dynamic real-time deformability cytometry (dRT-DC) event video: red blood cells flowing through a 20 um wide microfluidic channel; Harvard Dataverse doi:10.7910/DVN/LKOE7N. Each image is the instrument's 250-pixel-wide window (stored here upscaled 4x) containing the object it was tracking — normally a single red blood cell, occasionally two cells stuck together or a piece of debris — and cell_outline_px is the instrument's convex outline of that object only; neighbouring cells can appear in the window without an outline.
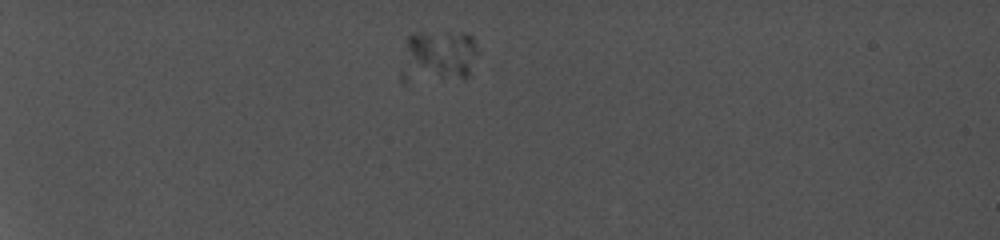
{"species": "common noctule bat (a hibernating species)", "species_latin": "Nyctalus noctula", "temperature_condition": "cold", "stored_images_in_passage": 3, "camera_frame_rate_fps": 5000, "um_per_image_px": 0.085, "animal": {"sex": "female", "body_mass_g": 19.0, "forearm_length_mm": 56.7}, "frame": {"image": 1, "passage_image": 1, "time_ms": 0.0, "image_size_px": [1000, 240], "cell_outline_px": [[476, 52], [468, 76], [464, 80], [440, 76], [420, 64], [412, 56], [408, 48], [408, 36], [412, 32], [464, 32], [472, 36], [476, 44]], "centroid_in_image_um": [37.73, 4.46], "position_along_channel_um": 47.3, "area_um2": 18.44}}